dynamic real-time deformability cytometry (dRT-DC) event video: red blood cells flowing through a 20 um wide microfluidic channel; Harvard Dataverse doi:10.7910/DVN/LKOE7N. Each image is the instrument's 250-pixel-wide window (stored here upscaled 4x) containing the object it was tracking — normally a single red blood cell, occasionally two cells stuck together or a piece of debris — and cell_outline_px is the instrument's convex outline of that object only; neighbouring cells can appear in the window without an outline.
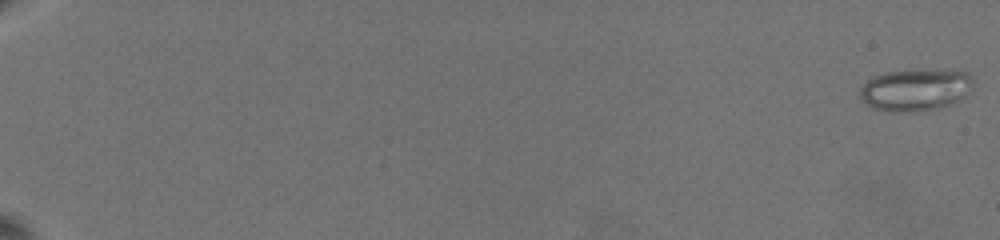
{"species": "common noctule bat (a hibernating species)", "species_latin": "Nyctalus noctula", "temperature_condition": "warm", "stored_images_in_passage": 36, "camera_frame_rate_fps": 3000, "um_per_image_px": 0.085, "animal": {"sex": "female", "body_mass_g": 19.5, "forearm_length_mm": 54.1}, "frame": {"image": 1, "passage_image": 1, "time_ms": 0.0, "image_size_px": [1000, 240], "cell_outline_px": [[972, 88], [964, 96], [952, 104], [936, 108], [912, 112], [892, 112], [872, 108], [860, 96], [860, 88], [868, 80], [876, 76], [888, 72], [968, 72], [972, 76]], "centroid_in_image_um": [77.8, 7.69], "position_along_channel_um": 7.2, "area_um2": 26.7}}
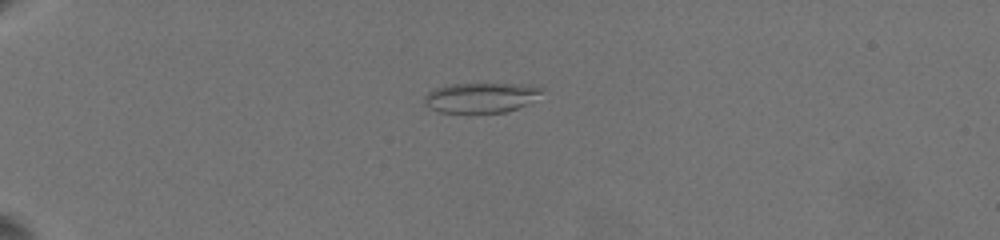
{"frame": {"image": 2, "passage_image": 30, "time_ms": 6.333, "image_size_px": [1000, 240], "cell_outline_px": [[544, 88], [540, 92], [524, 104], [516, 108], [504, 112], [440, 112], [424, 104], [424, 96], [428, 92], [436, 88], [448, 84], [528, 84]], "centroid_in_image_um": [40.81, 8.28], "position_along_channel_um": 44.2, "area_um2": 20.0}}